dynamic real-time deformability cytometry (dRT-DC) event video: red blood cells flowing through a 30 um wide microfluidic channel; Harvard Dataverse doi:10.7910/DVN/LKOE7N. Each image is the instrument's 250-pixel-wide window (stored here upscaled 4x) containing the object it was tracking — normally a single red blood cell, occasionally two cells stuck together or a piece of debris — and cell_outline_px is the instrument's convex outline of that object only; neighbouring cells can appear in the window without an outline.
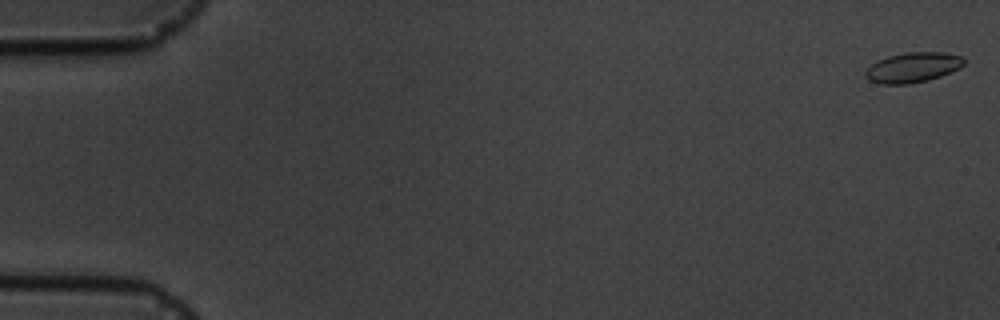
{"species": "common noctule bat (a hibernating species)", "species_latin": "Nyctalus noctula", "temperature_condition": "cold", "stored_images_in_passage": 5, "camera_frame_rate_fps": 3000, "um_per_image_px": 0.085, "animal": {"sex": "male", "body_mass_g": 19.5, "forearm_length_mm": 54.6}, "frame": {"image": 1, "passage_image": 1, "time_ms": 0.0, "image_size_px": [1000, 320], "cell_outline_px": [[964, 64], [960, 68], [940, 76], [928, 80], [908, 84], [880, 84], [868, 80], [864, 76], [864, 72], [876, 60], [888, 56], [904, 52], [944, 52], [960, 56], [964, 60]], "centroid_in_image_um": [77.55, 5.73], "position_along_channel_um": 7.4, "area_um2": 17.34}}
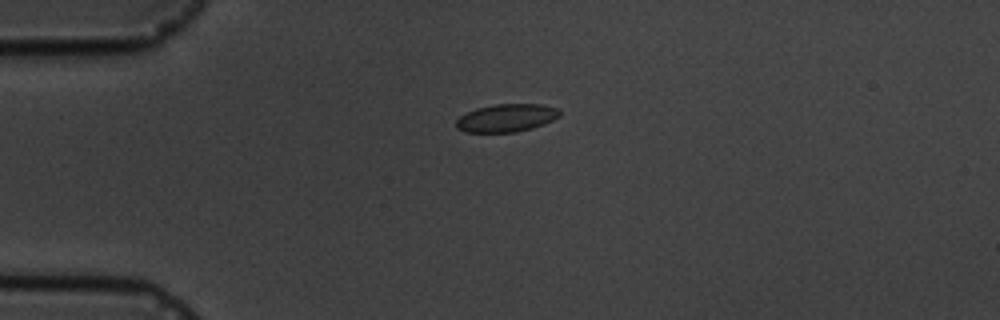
{"frame": {"image": 2, "passage_image": 4, "time_ms": 4.333, "image_size_px": [1000, 320], "cell_outline_px": [[560, 116], [544, 124], [532, 128], [516, 132], [464, 132], [456, 128], [456, 120], [460, 116], [476, 108], [496, 104], [540, 104], [556, 108], [560, 112]], "centroid_in_image_um": [43.03, 10.03], "position_along_channel_um": 42.0, "area_um2": 16.76}}